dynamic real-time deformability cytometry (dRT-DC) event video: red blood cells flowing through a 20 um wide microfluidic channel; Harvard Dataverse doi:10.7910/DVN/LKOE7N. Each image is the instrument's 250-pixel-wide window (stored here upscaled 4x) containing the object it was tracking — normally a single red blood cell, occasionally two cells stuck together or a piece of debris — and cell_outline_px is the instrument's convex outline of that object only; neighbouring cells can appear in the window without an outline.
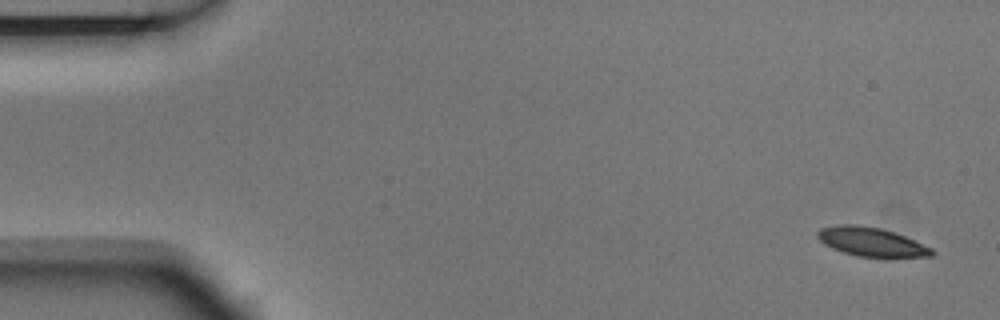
{"species": "Egyptian fruit bat (a non-hibernating species)", "species_latin": "Rousettus aegyptiacus", "temperature_condition": "room temperature", "stored_images_in_passage": 4, "camera_frame_rate_fps": 3000, "um_per_image_px": 0.085, "animal": {"sex": "male"}, "frame": {"image": 1, "passage_image": 1, "time_ms": 0.0, "image_size_px": [1000, 320], "cell_outline_px": [[936, 252], [932, 256], [888, 260], [856, 256], [832, 248], [824, 244], [816, 236], [816, 232], [820, 228], [836, 224], [856, 224], [880, 228], [904, 236], [932, 248]], "centroid_in_image_um": [74.1, 20.61], "position_along_channel_um": 10.9, "area_um2": 20.06}}
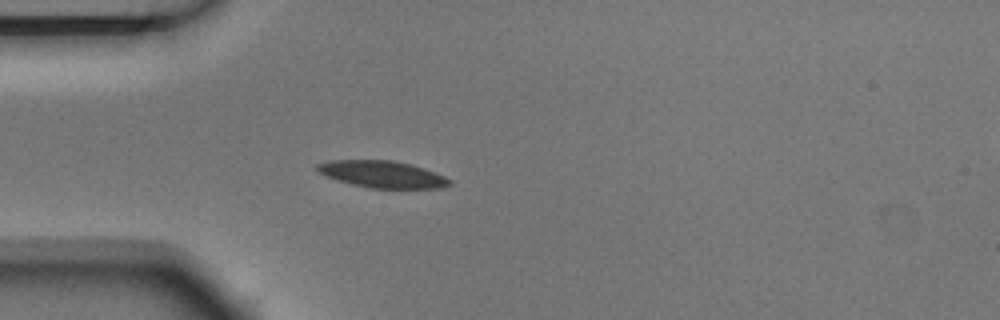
{"frame": {"image": 2, "passage_image": 4, "time_ms": 1.0, "image_size_px": [1000, 320], "cell_outline_px": [[452, 184], [444, 188], [368, 188], [336, 180], [324, 176], [316, 172], [316, 164], [328, 160], [392, 160], [424, 168], [444, 176], [452, 180]], "centroid_in_image_um": [32.46, 14.81], "position_along_channel_um": 52.5, "area_um2": 20.92}}